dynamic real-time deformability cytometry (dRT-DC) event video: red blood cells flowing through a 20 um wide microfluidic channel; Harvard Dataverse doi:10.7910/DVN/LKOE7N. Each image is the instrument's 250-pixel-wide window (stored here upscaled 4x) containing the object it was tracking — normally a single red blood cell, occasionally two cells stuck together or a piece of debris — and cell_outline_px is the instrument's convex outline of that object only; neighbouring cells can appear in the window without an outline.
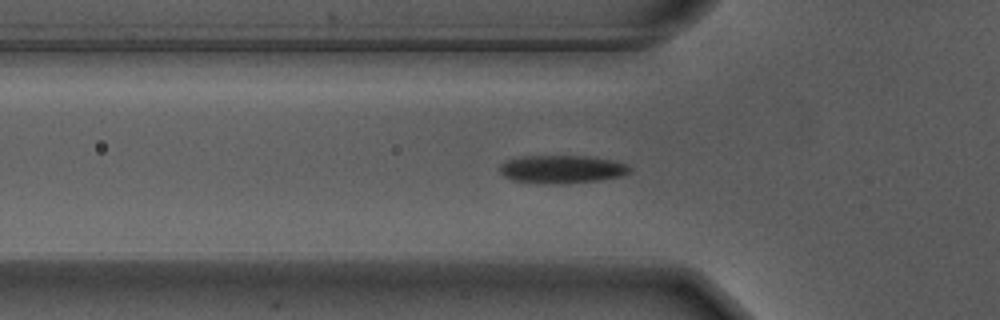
{"species": "Egyptian fruit bat (a non-hibernating species)", "species_latin": "Rousettus aegyptiacus", "temperature_condition": "warm", "stored_images_in_passage": 56, "camera_frame_rate_fps": 3000, "um_per_image_px": 0.085, "animal": {"sex": "male"}, "frame": {"image": 1, "passage_image": 18, "time_ms": 5.667, "image_size_px": [1000, 320], "cell_outline_px": [[632, 168], [624, 176], [596, 180], [556, 184], [548, 184], [516, 180], [504, 176], [500, 172], [500, 164], [508, 160], [524, 156], [584, 156], [612, 160], [628, 164]], "centroid_in_image_um": [47.79, 14.38], "position_along_channel_um": 78.0, "area_um2": 20.98}}
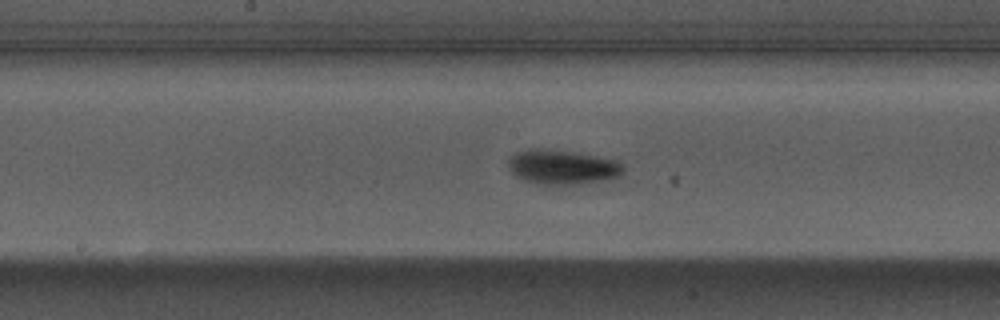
{"frame": {"image": 2, "passage_image": 28, "time_ms": 9.0, "image_size_px": [1000, 320], "cell_outline_px": [[624, 172], [620, 176], [612, 180], [580, 184], [540, 184], [524, 180], [516, 176], [512, 172], [508, 164], [508, 160], [516, 152], [532, 148], [572, 152], [620, 160], [624, 164]], "centroid_in_image_um": [47.89, 14.21], "position_along_channel_um": 200.3, "area_um2": 23.29}}
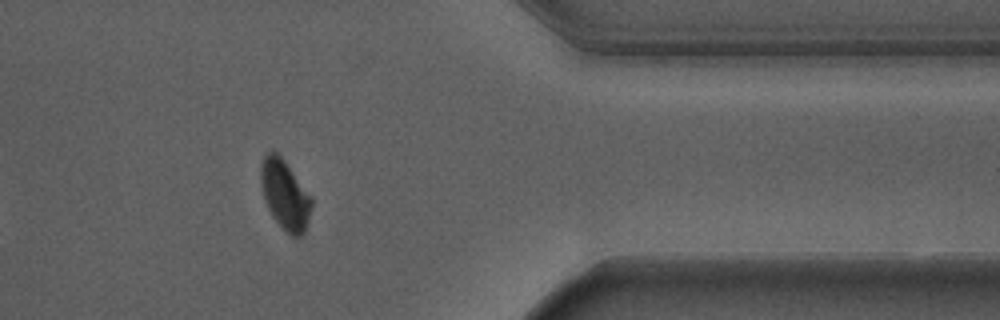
{"frame": {"image": 3, "passage_image": 45, "time_ms": 14.667, "image_size_px": [1000, 320], "cell_outline_px": [[312, 204], [308, 220], [304, 232], [300, 236], [292, 236], [272, 216], [264, 200], [260, 184], [260, 164], [264, 156], [268, 152], [276, 152], [284, 160], [312, 196]], "centroid_in_image_um": [24.21, 16.52], "position_along_channel_um": 387.2, "area_um2": 20.4}, "authors_computed_cell_mechanics": {"area_um2": 21.0392, "velocity_mm_per_s": 3.6576, "shape_relaxation_time_tau1_ms": 2.3689, "shape_relaxation_time_tau2_ms": null, "deformation_change_tau1": 0.1267, "deformation_change_tau2": null}}